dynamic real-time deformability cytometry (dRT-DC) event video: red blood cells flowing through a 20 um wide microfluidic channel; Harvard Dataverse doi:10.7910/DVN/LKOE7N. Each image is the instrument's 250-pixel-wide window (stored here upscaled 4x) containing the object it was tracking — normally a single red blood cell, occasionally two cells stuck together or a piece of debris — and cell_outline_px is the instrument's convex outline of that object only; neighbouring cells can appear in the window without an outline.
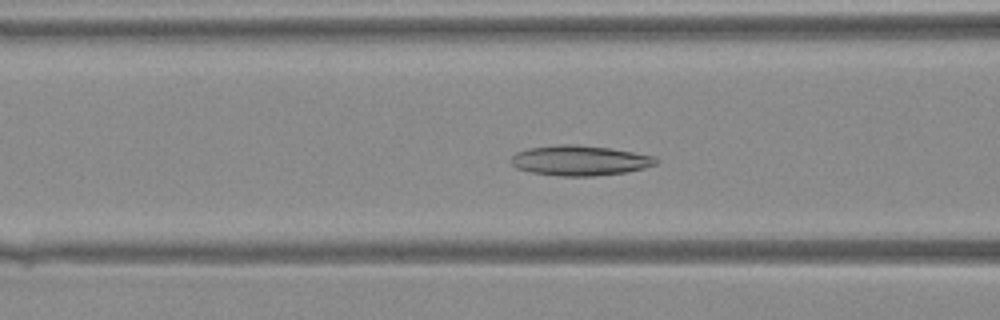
{"species": "Egyptian fruit bat (a non-hibernating species)", "species_latin": "Rousettus aegyptiacus", "temperature_condition": "warm", "stored_images_in_passage": 36, "camera_frame_rate_fps": 3000, "um_per_image_px": 0.085, "animal": {"sex": "female"}, "frame": {"image": 1, "passage_image": 16, "time_ms": 5.0, "image_size_px": [1000, 320], "cell_outline_px": [[660, 160], [656, 164], [644, 168], [624, 172], [592, 176], [560, 176], [532, 172], [516, 168], [508, 160], [516, 152], [528, 148], [560, 144], [576, 144], [608, 148], [656, 156]], "centroid_in_image_um": [49.26, 13.63], "position_along_channel_um": 117.3, "area_um2": 25.43}}